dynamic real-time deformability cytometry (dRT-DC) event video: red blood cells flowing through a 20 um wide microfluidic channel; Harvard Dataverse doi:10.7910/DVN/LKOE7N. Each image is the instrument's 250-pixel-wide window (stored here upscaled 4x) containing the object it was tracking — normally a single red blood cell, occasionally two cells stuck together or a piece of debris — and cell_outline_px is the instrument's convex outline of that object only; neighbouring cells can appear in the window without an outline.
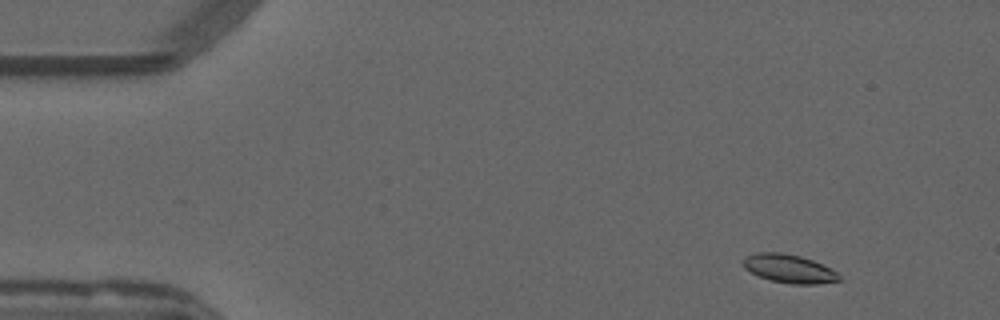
{"species": "common noctule bat (a hibernating species)", "species_latin": "Nyctalus noctula", "temperature_condition": "warm", "stored_images_in_passage": 49, "camera_frame_rate_fps": 3000, "um_per_image_px": 0.085, "animal": {"sex": "male", "forearm_length_mm": 52.5}, "frame": {"image": 1, "passage_image": 1, "time_ms": 0.0, "image_size_px": [1000, 320], "cell_outline_px": [[840, 280], [816, 284], [792, 284], [772, 280], [756, 276], [744, 268], [744, 260], [748, 256], [756, 252], [780, 252], [800, 256], [812, 260], [836, 272], [840, 276]], "centroid_in_image_um": [67.04, 22.84], "position_along_channel_um": 18.0, "area_um2": 15.66}}
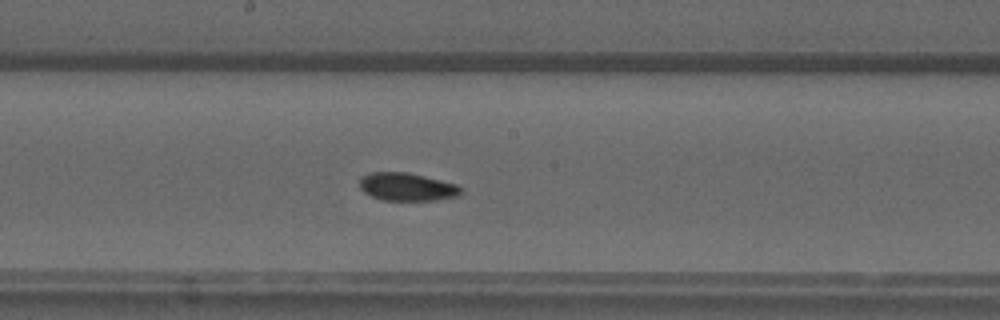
{"frame": {"image": 2, "passage_image": 24, "time_ms": 7.667, "image_size_px": [1000, 320], "cell_outline_px": [[460, 196], [432, 200], [384, 200], [372, 196], [364, 192], [360, 188], [360, 176], [372, 172], [408, 172], [456, 184], [460, 188]], "centroid_in_image_um": [34.56, 15.87], "position_along_channel_um": 213.6, "area_um2": 16.36}}
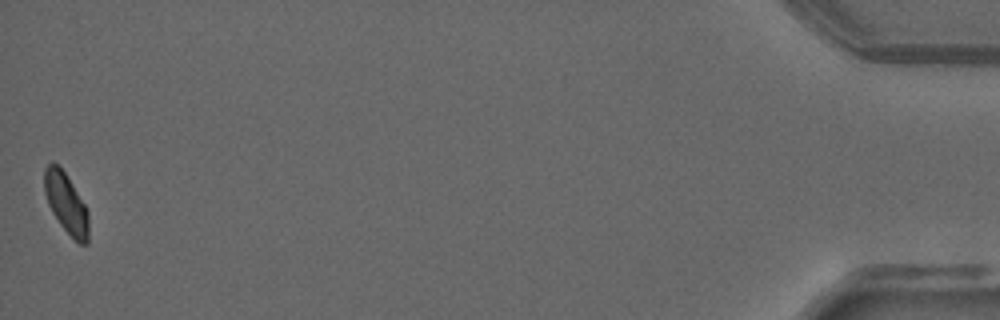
{"frame": {"image": 3, "passage_image": 49, "time_ms": 16.0, "image_size_px": [1000, 320], "cell_outline_px": [[88, 244], [80, 244], [60, 224], [52, 212], [48, 204], [44, 192], [44, 168], [48, 164], [56, 164], [64, 172], [84, 204], [88, 212]], "centroid_in_image_um": [5.61, 17.29], "position_along_channel_um": 429.6, "area_um2": 15.09}, "authors_computed_cell_mechanics": {"area_um2": 16.2418, "velocity_mm_per_s": 3.8044, "shape_relaxation_time_tau1_ms": null, "shape_relaxation_time_tau2_ms": 1.7737, "deformation_change_tau1": null, "deformation_change_tau2": 0.0612}}